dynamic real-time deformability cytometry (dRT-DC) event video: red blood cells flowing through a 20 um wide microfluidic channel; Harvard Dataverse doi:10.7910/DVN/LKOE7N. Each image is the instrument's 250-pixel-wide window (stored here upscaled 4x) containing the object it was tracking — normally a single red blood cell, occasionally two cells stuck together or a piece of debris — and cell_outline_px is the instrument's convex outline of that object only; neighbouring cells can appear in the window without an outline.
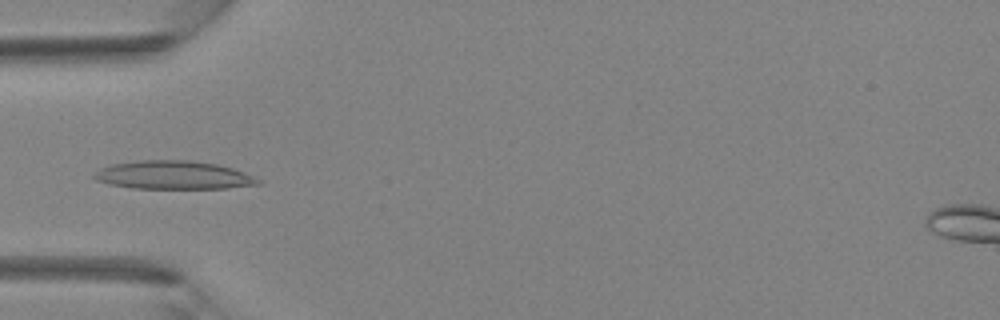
{"species": "Egyptian fruit bat (a non-hibernating species)", "species_latin": "Rousettus aegyptiacus", "temperature_condition": "room temperature", "stored_images_in_passage": 42, "camera_frame_rate_fps": 3000, "um_per_image_px": 0.085, "animal": {"sex": "female"}, "frame": {"image": 1, "passage_image": 13, "time_ms": 4.0, "image_size_px": [1000, 320], "cell_outline_px": [[260, 184], [228, 188], [132, 188], [108, 184], [96, 180], [92, 176], [100, 168], [112, 164], [140, 160], [188, 160], [216, 164], [232, 168], [252, 176], [260, 180]], "centroid_in_image_um": [14.7, 14.88], "position_along_channel_um": 70.3, "area_um2": 26.88}}
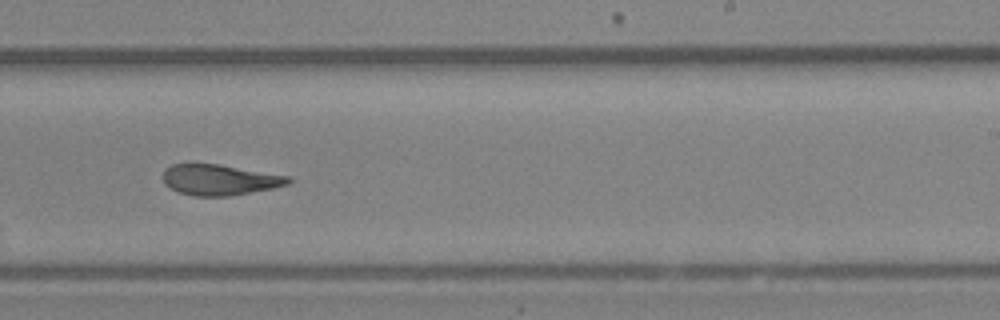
{"frame": {"image": 2, "passage_image": 26, "time_ms": 8.333, "image_size_px": [1000, 320], "cell_outline_px": [[292, 180], [288, 184], [272, 188], [228, 196], [192, 196], [168, 188], [164, 184], [164, 168], [172, 164], [192, 160], [220, 164], [288, 176]], "centroid_in_image_um": [18.57, 15.24], "position_along_channel_um": 270.4, "area_um2": 23.0}}
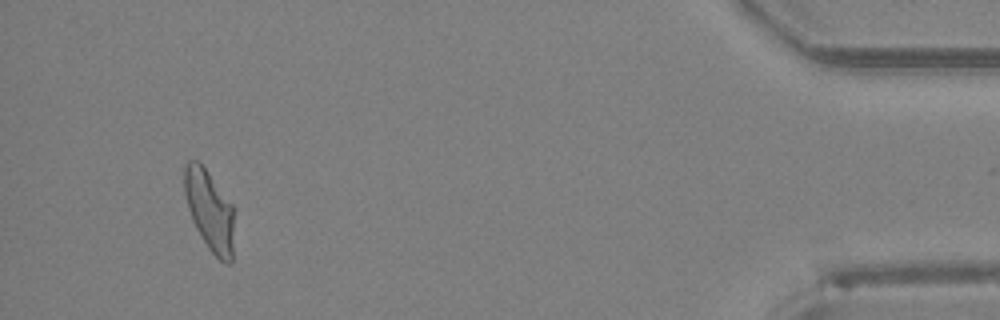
{"frame": {"image": 3, "passage_image": 40, "time_ms": 13.0, "image_size_px": [1000, 320], "cell_outline_px": [[232, 264], [228, 264], [220, 260], [208, 248], [196, 228], [192, 220], [184, 196], [184, 164], [188, 160], [200, 160], [232, 204]], "centroid_in_image_um": [17.77, 17.83], "position_along_channel_um": 417.4, "area_um2": 23.29}}